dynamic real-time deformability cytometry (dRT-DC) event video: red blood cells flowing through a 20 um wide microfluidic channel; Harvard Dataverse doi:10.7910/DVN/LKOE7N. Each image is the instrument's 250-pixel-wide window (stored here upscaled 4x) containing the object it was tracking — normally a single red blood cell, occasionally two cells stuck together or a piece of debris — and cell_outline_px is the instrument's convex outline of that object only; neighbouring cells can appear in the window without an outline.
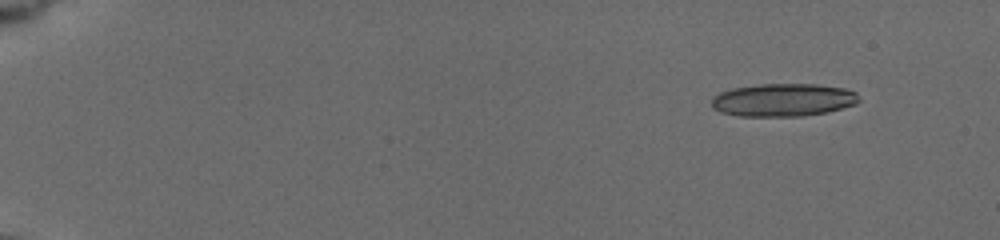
{"species": "common noctule bat (a hibernating species)", "species_latin": "Nyctalus noctula", "temperature_condition": "cold", "stored_images_in_passage": 14, "camera_frame_rate_fps": 3000, "um_per_image_px": 0.085, "animal": {"sex": "female", "body_mass_g": 19.5, "forearm_length_mm": 54.1}, "frame": {"image": 1, "passage_image": 1, "time_ms": 0.0, "image_size_px": [1000, 240], "cell_outline_px": [[860, 100], [856, 104], [824, 112], [800, 116], [736, 116], [720, 112], [712, 108], [712, 96], [720, 92], [732, 88], [760, 84], [816, 84], [844, 88], [856, 92]], "centroid_in_image_um": [66.53, 8.49], "position_along_channel_um": 18.5, "area_um2": 28.26}}